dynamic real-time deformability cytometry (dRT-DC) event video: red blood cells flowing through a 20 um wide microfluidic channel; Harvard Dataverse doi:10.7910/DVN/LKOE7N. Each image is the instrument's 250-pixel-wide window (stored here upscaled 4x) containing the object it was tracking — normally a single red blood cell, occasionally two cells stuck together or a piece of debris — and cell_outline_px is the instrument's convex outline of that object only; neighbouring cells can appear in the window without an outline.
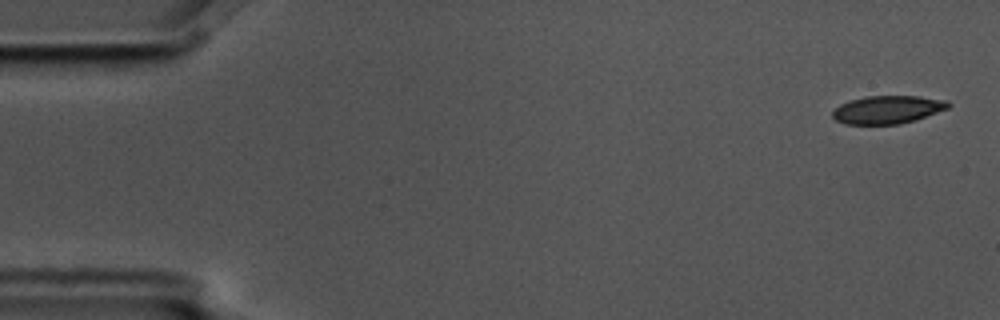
{"species": "common noctule bat (a hibernating species)", "species_latin": "Nyctalus noctula", "temperature_condition": "cold", "stored_images_in_passage": 6, "segment_of_instrument_passage": [1, 2], "camera_frame_rate_fps": 3000, "um_per_image_px": 0.085, "animal": {"sex": "male", "body_mass_g": 17.5, "forearm_length_mm": 52.3}, "frame": {"image": 1, "passage_image": 1, "time_ms": 0.0, "image_size_px": [1000, 320], "cell_outline_px": [[952, 104], [948, 108], [916, 120], [900, 124], [844, 124], [836, 120], [832, 116], [832, 112], [840, 104], [848, 100], [864, 96], [920, 96], [948, 100]], "centroid_in_image_um": [75.45, 9.31], "position_along_channel_um": 9.5, "area_um2": 19.07}}
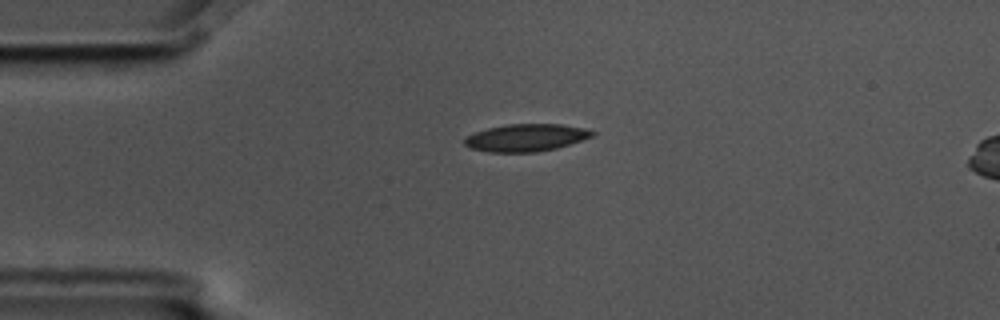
{"frame": {"image": 2, "passage_image": 4, "time_ms": 1.0, "image_size_px": [1000, 320], "cell_outline_px": [[596, 136], [556, 148], [536, 152], [488, 152], [472, 148], [464, 144], [464, 140], [468, 136], [476, 132], [488, 128], [508, 124], [560, 124], [584, 128], [596, 132]], "centroid_in_image_um": [44.76, 11.7], "position_along_channel_um": 40.2, "area_um2": 20.29}}